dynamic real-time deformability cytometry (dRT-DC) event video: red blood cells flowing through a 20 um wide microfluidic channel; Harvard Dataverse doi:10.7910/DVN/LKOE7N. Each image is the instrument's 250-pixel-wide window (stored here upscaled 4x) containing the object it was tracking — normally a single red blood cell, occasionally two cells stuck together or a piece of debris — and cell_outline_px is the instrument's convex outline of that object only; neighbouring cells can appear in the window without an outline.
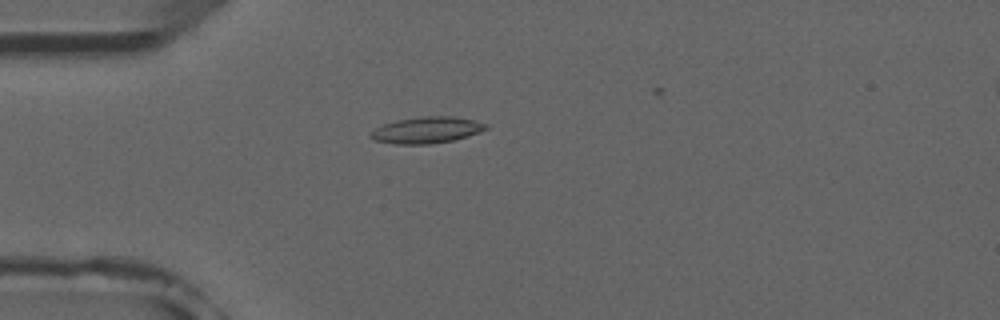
{"species": "common noctule bat (a hibernating species)", "species_latin": "Nyctalus noctula", "temperature_condition": "room temperature", "stored_images_in_passage": 6, "camera_frame_rate_fps": 3000, "um_per_image_px": 0.085, "animal": {"sex": "male", "forearm_length_mm": 52.5}, "frame": {"image": 1, "passage_image": 5, "time_ms": 4.667, "image_size_px": [1000, 320], "cell_outline_px": [[488, 128], [480, 132], [468, 136], [452, 140], [428, 144], [396, 144], [376, 140], [368, 136], [376, 128], [384, 124], [400, 120], [424, 116], [452, 116], [472, 120], [488, 124]], "centroid_in_image_um": [36.3, 11.05], "position_along_channel_um": 48.7, "area_um2": 17.4}}